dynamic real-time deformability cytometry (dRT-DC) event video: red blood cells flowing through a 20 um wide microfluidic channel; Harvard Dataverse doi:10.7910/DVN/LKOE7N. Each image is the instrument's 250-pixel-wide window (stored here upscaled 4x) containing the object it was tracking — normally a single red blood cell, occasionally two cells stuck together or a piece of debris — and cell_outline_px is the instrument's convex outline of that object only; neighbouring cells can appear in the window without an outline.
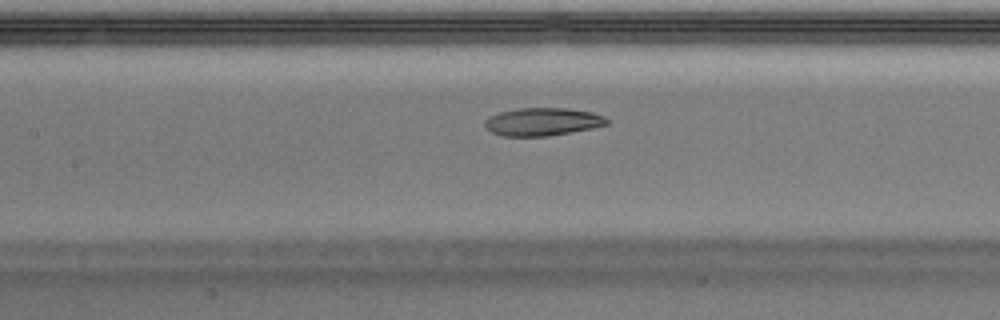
{"species": "Egyptian fruit bat (a non-hibernating species)", "species_latin": "Rousettus aegyptiacus", "temperature_condition": "warm", "stored_images_in_passage": 42, "camera_frame_rate_fps": 3000, "um_per_image_px": 0.085, "animal": {"sex": "male"}, "frame": {"image": 1, "passage_image": 24, "time_ms": 7.667, "image_size_px": [1000, 320], "cell_outline_px": [[608, 124], [592, 128], [548, 136], [504, 136], [492, 132], [484, 128], [484, 120], [488, 116], [500, 112], [520, 108], [568, 108], [592, 112], [604, 116], [608, 120]], "centroid_in_image_um": [46.09, 10.34], "position_along_channel_um": 161.3, "area_um2": 19.88}}